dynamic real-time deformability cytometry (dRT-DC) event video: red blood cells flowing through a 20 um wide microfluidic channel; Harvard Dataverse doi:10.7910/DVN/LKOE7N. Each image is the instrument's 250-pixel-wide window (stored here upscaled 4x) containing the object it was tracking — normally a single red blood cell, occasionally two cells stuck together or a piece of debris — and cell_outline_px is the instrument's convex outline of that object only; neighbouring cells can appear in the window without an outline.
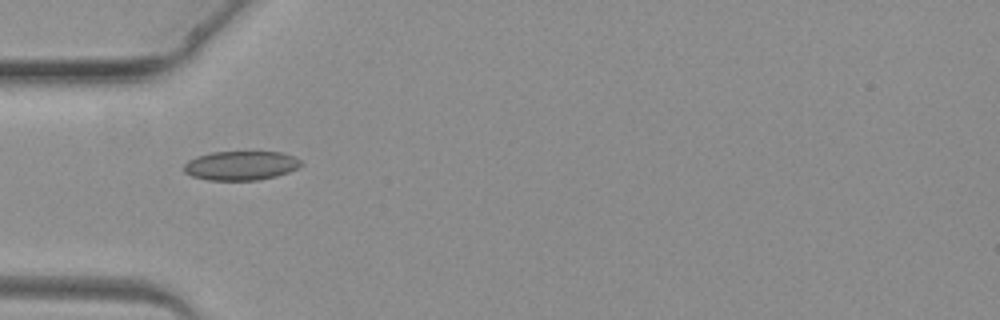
{"species": "common noctule bat (a hibernating species)", "species_latin": "Nyctalus noctula", "temperature_condition": "warm", "stored_images_in_passage": 3, "camera_frame_rate_fps": 3000, "um_per_image_px": 0.085, "animal": {"sex": "female", "body_mass_g": 19.3, "forearm_length_mm": 54.1}, "frame": {"image": 1, "passage_image": 3, "time_ms": 3.333, "image_size_px": [1000, 320], "cell_outline_px": [[304, 164], [288, 172], [276, 176], [260, 180], [208, 180], [192, 176], [184, 172], [184, 164], [188, 160], [196, 156], [212, 152], [280, 152], [292, 156], [300, 160]], "centroid_in_image_um": [20.45, 14.07], "position_along_channel_um": 64.5, "area_um2": 19.88}}